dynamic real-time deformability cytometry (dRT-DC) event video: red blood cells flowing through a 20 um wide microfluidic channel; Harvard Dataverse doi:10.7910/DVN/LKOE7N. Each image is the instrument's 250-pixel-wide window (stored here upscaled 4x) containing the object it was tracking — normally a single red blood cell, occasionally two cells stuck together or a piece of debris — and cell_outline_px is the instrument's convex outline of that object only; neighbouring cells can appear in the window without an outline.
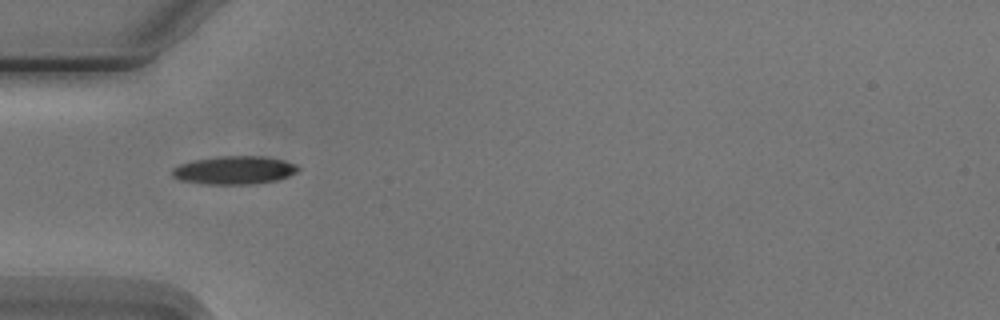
{"species": "Egyptian fruit bat (a non-hibernating species)", "species_latin": "Rousettus aegyptiacus", "temperature_condition": "cold", "stored_images_in_passage": 5, "camera_frame_rate_fps": 3000, "um_per_image_px": 0.085, "animal": {"sex": "male"}, "frame": {"image": 1, "passage_image": 5, "time_ms": 4.667, "image_size_px": [1000, 320], "cell_outline_px": [[300, 168], [296, 172], [288, 176], [276, 180], [252, 184], [208, 184], [180, 180], [172, 176], [172, 168], [180, 164], [196, 160], [220, 156], [264, 156], [284, 160], [296, 164]], "centroid_in_image_um": [19.93, 14.46], "position_along_channel_um": 65.1, "area_um2": 20.58}}